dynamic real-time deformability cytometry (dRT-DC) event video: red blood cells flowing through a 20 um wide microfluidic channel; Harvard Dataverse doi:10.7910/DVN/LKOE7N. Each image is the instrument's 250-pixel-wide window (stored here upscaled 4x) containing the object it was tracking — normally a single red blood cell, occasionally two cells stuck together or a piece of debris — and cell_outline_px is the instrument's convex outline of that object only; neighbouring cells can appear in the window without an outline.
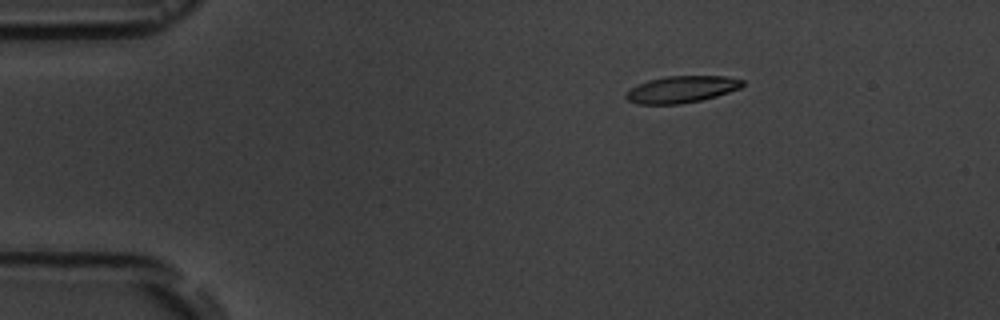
{"species": "common noctule bat (a hibernating species)", "species_latin": "Nyctalus noctula", "temperature_condition": "room temperature", "stored_images_in_passage": 5, "camera_frame_rate_fps": 3000, "um_per_image_px": 0.085, "animal": {"sex": "male", "body_mass_g": 19.5, "forearm_length_mm": 54.6}, "frame": {"image": 1, "passage_image": 3, "time_ms": 2.333, "image_size_px": [1000, 320], "cell_outline_px": [[744, 84], [740, 88], [716, 96], [700, 100], [680, 104], [636, 104], [628, 100], [624, 96], [624, 92], [648, 80], [664, 76], [724, 76], [744, 80]], "centroid_in_image_um": [57.91, 7.59], "position_along_channel_um": 27.1, "area_um2": 18.15}}
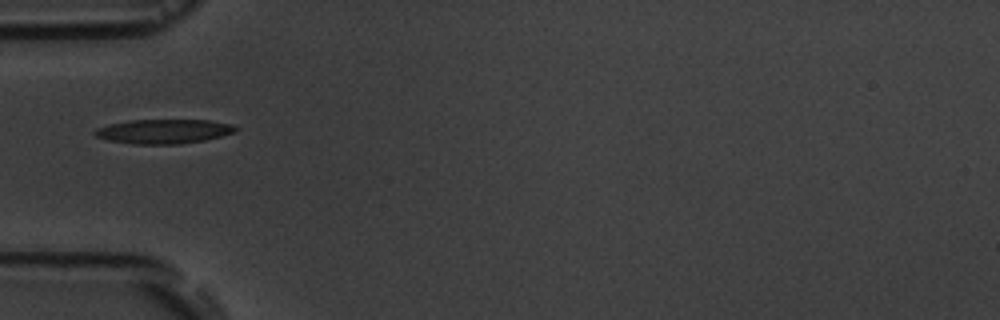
{"frame": {"image": 2, "passage_image": 5, "time_ms": 5.333, "image_size_px": [1000, 320], "cell_outline_px": [[240, 128], [236, 132], [204, 140], [180, 144], [136, 144], [108, 140], [96, 136], [92, 132], [96, 128], [108, 124], [128, 120], [208, 120], [232, 124]], "centroid_in_image_um": [13.92, 11.16], "position_along_channel_um": 71.1, "area_um2": 20.06}}